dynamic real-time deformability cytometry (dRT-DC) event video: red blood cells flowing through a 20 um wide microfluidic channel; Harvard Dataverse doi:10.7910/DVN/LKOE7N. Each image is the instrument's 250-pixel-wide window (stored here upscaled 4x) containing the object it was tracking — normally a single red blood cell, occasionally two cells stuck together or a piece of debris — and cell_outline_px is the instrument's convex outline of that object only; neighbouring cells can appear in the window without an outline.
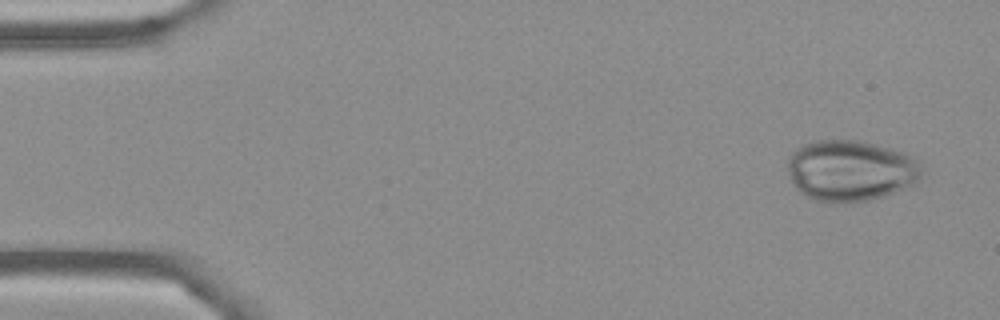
{"species": "Egyptian fruit bat (a non-hibernating species)", "species_latin": "Rousettus aegyptiacus", "temperature_condition": "cold", "stored_images_in_passage": 4, "camera_frame_rate_fps": 3000, "um_per_image_px": 0.085, "frame": {"image": 1, "passage_image": 1, "time_ms": 0.0, "image_size_px": [1000, 320], "cell_outline_px": [[924, 168], [920, 176], [912, 188], [884, 196], [868, 200], [844, 204], [828, 204], [812, 200], [804, 196], [792, 184], [788, 172], [788, 156], [796, 148], [804, 144], [816, 140], [860, 140], [892, 148], [904, 152], [920, 160]], "centroid_in_image_um": [72.33, 14.53], "position_along_channel_um": 12.7, "area_um2": 49.13}}